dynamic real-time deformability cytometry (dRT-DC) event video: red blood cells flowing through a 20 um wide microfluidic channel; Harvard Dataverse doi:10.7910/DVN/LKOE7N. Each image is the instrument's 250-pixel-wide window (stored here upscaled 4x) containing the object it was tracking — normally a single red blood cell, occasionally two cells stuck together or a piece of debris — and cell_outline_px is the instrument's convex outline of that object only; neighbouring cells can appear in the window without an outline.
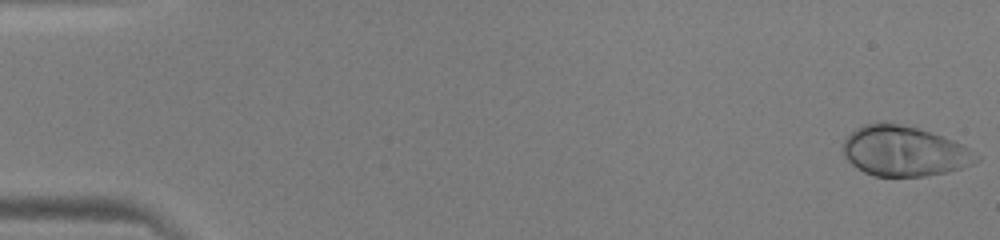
{"species": "human", "species_latin": "Homo sapiens", "temperature_condition": "warm", "stored_images_in_passage": 42, "camera_frame_rate_fps": 3000, "um_per_image_px": 0.085, "donor": {"sex": "male"}, "frame": {"image": 1, "passage_image": 1, "time_ms": 0.0, "image_size_px": [1000, 240], "cell_outline_px": [[980, 160], [972, 164], [960, 168], [944, 172], [924, 176], [872, 176], [864, 172], [852, 164], [844, 156], [844, 140], [856, 128], [864, 124], [900, 124], [932, 132], [952, 140], [968, 148], [980, 156]], "centroid_in_image_um": [76.86, 12.86], "position_along_channel_um": 8.1, "area_um2": 38.32}}
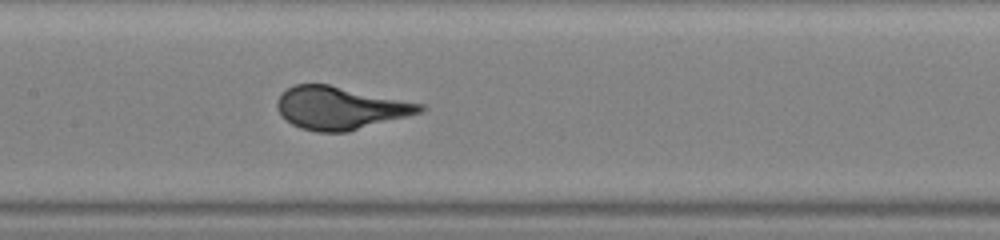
{"frame": {"image": 2, "passage_image": 24, "time_ms": 7.667, "image_size_px": [1000, 240], "cell_outline_px": [[428, 108], [420, 112], [408, 116], [348, 132], [316, 132], [300, 128], [292, 124], [276, 108], [276, 100], [280, 92], [292, 84], [328, 84], [428, 104]], "centroid_in_image_um": [28.94, 9.16], "position_along_channel_um": 178.5, "area_um2": 36.07}}
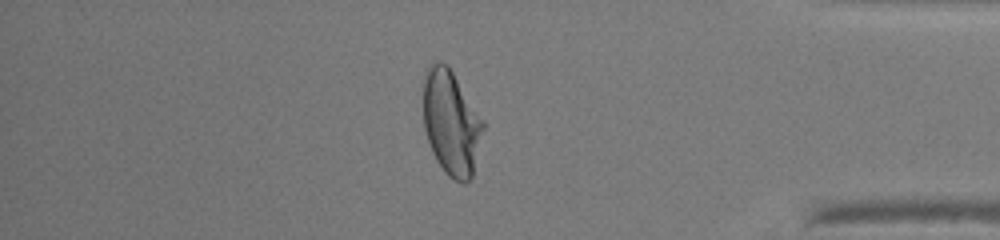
{"frame": {"image": 3, "passage_image": 41, "time_ms": 13.333, "image_size_px": [1000, 240], "cell_outline_px": [[484, 128], [472, 180], [464, 184], [448, 176], [444, 172], [436, 160], [432, 152], [424, 128], [420, 84], [424, 72], [436, 60], [440, 60], [448, 64], [484, 120]], "centroid_in_image_um": [38.31, 10.39], "position_along_channel_um": 396.9, "area_um2": 37.74}}